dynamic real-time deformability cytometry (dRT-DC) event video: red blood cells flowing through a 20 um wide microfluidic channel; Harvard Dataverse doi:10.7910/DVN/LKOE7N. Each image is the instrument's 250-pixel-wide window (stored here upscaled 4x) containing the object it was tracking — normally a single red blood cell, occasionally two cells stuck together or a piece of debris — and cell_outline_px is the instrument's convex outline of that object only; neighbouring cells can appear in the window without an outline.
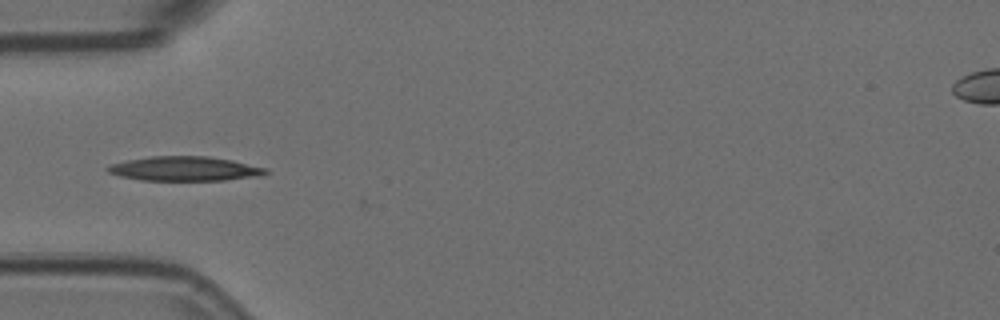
{"species": "Egyptian fruit bat (a non-hibernating species)", "species_latin": "Rousettus aegyptiacus", "temperature_condition": "room temperature", "stored_images_in_passage": 4, "camera_frame_rate_fps": 3000, "um_per_image_px": 0.085, "animal": {"sex": "female"}, "frame": {"image": 1, "passage_image": 2, "time_ms": 0.333, "image_size_px": [1000, 320], "cell_outline_px": [[268, 172], [264, 176], [224, 180], [140, 180], [120, 176], [108, 172], [104, 168], [112, 164], [128, 160], [152, 156], [208, 156], [232, 160], [268, 168]], "centroid_in_image_um": [15.75, 14.34], "position_along_channel_um": 69.3, "area_um2": 22.54}}